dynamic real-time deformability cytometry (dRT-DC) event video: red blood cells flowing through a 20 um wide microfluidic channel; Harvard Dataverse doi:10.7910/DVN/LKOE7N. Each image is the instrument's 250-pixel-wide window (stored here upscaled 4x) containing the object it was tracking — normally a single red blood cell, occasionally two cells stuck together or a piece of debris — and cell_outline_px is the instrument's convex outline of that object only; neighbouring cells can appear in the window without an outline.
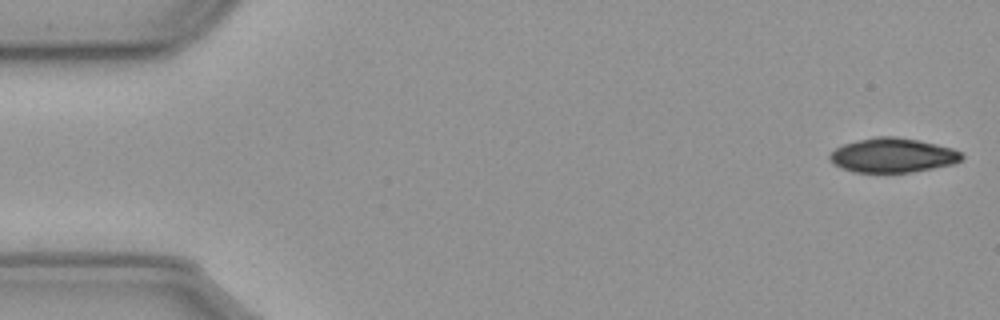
{"species": "common noctule bat (a hibernating species)", "species_latin": "Nyctalus noctula", "temperature_condition": "cold", "stored_images_in_passage": 53, "camera_frame_rate_fps": 3000, "um_per_image_px": 0.085, "animal": {"sex": "male", "body_mass_g": 23.1, "forearm_length_mm": 52.7}, "frame": {"image": 1, "passage_image": 1, "time_ms": 0.0, "image_size_px": [1000, 320], "cell_outline_px": [[964, 156], [960, 160], [952, 164], [912, 172], [852, 172], [832, 164], [828, 160], [828, 156], [836, 148], [844, 144], [876, 136], [896, 136], [920, 140], [952, 148], [960, 152]], "centroid_in_image_um": [75.85, 13.2], "position_along_channel_um": 9.1, "area_um2": 26.41}}